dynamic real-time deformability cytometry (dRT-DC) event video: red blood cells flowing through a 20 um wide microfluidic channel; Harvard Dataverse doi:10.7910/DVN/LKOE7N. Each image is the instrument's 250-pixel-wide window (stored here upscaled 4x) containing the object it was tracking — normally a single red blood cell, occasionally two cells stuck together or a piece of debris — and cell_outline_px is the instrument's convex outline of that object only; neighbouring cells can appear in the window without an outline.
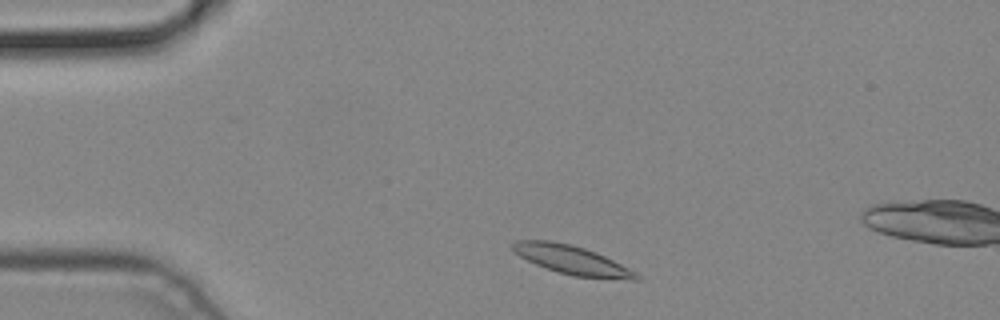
{"species": "common noctule bat (a hibernating species)", "species_latin": "Nyctalus noctula", "temperature_condition": "cold", "stored_images_in_passage": 3, "camera_frame_rate_fps": 3000, "um_per_image_px": 0.085, "animal": {"sex": "male", "body_mass_g": 19.2, "forearm_length_mm": 51.8}, "frame": {"image": 1, "passage_image": 1, "time_ms": 0.0, "image_size_px": [1000, 320], "cell_outline_px": [[640, 280], [632, 280], [576, 276], [556, 272], [536, 264], [520, 256], [508, 244], [516, 240], [552, 240], [584, 248], [596, 252], [636, 272], [640, 276]], "centroid_in_image_um": [48.59, 22.09], "position_along_channel_um": 36.4, "area_um2": 20.58}}